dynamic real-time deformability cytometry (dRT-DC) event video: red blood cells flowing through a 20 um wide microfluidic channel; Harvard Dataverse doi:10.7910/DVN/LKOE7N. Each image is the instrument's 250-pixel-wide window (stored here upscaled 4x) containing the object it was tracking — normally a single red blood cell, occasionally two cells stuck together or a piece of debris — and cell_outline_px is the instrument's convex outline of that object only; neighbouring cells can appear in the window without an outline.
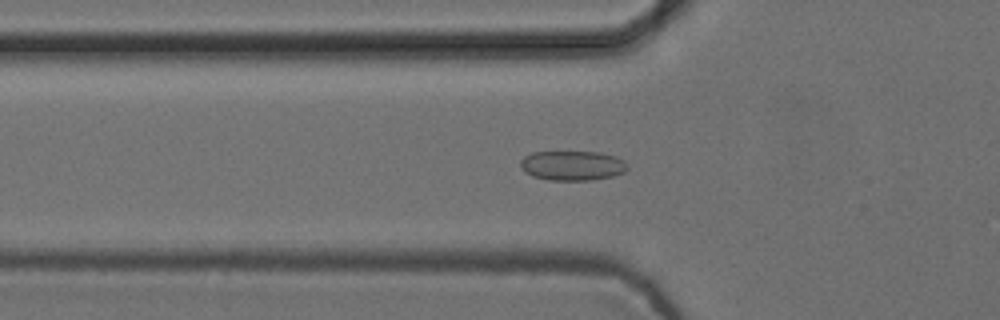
{"species": "common noctule bat (a hibernating species)", "species_latin": "Nyctalus noctula", "temperature_condition": "cold", "stored_images_in_passage": 54, "camera_frame_rate_fps": 3000, "um_per_image_px": 0.085, "animal": {"sex": "female", "body_mass_g": 24.6, "forearm_length_mm": 56.2}, "frame": {"image": 1, "passage_image": 18, "time_ms": 5.667, "image_size_px": [1000, 320], "cell_outline_px": [[628, 168], [624, 172], [612, 176], [592, 180], [548, 180], [532, 176], [524, 172], [520, 168], [520, 160], [524, 156], [532, 152], [600, 152], [616, 156], [624, 160], [628, 164]], "centroid_in_image_um": [48.64, 14.07], "position_along_channel_um": 77.2, "area_um2": 18.73}}
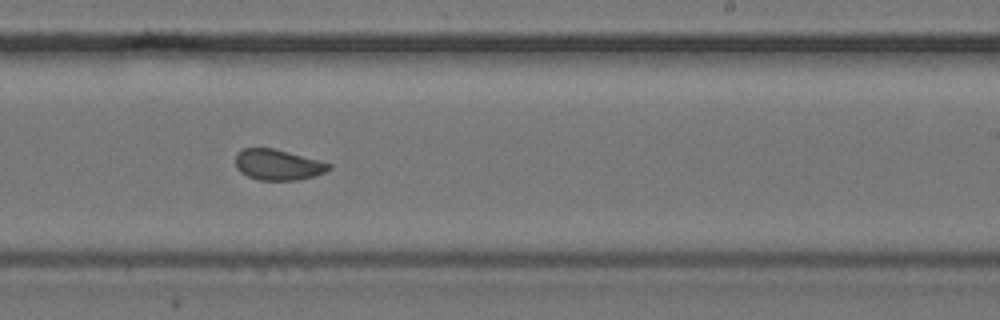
{"frame": {"image": 2, "passage_image": 33, "time_ms": 10.667, "image_size_px": [1000, 320], "cell_outline_px": [[332, 168], [324, 172], [312, 176], [296, 180], [260, 180], [248, 176], [240, 172], [236, 168], [236, 152], [244, 148], [272, 148], [288, 152], [332, 164]], "centroid_in_image_um": [23.59, 14.0], "position_along_channel_um": 265.4, "area_um2": 16.53}}
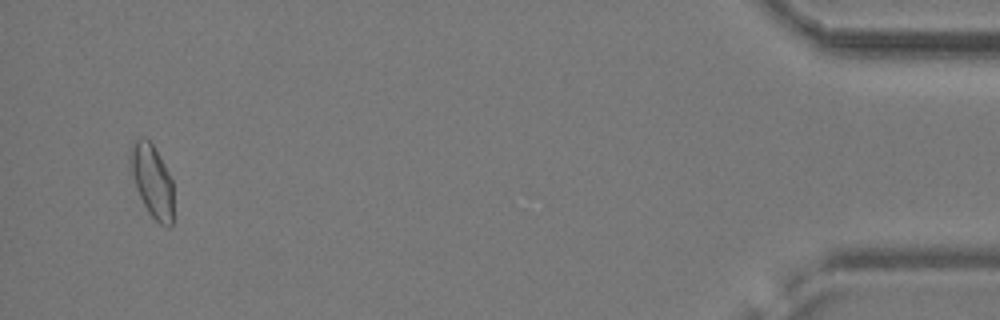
{"frame": {"image": 3, "passage_image": 52, "time_ms": 17.0, "image_size_px": [1000, 320], "cell_outline_px": [[172, 224], [168, 228], [160, 224], [148, 212], [136, 188], [128, 168], [128, 156], [132, 140], [144, 136], [152, 144], [164, 164], [172, 180]], "centroid_in_image_um": [12.87, 15.32], "position_along_channel_um": 422.3, "area_um2": 18.5}, "authors_computed_cell_mechanics": {"area_um2": 17.9469, "velocity_mm_per_s": 3.7518, "shape_relaxation_time_tau1_ms": null, "shape_relaxation_time_tau2_ms": 1.0503, "deformation_change_tau1": null, "deformation_change_tau2": 0.0569}}